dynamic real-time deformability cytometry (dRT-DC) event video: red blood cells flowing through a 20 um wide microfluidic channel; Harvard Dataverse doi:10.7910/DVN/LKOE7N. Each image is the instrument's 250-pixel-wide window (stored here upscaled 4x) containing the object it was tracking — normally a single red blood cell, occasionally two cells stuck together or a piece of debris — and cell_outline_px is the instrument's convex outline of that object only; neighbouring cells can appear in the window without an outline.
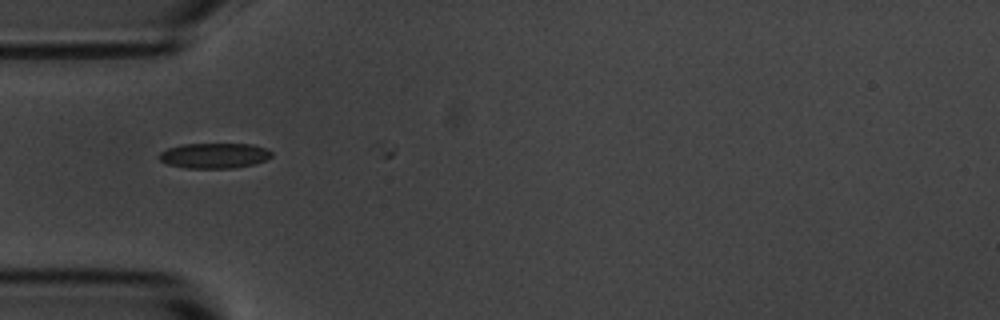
{"species": "common noctule bat (a hibernating species)", "species_latin": "Nyctalus noctula", "temperature_condition": "room temperature", "stored_images_in_passage": 3, "camera_frame_rate_fps": 3000, "um_per_image_px": 0.085, "animal": {"sex": "male", "body_mass_g": 20.1, "forearm_length_mm": 53.5}, "frame": {"image": 1, "passage_image": 2, "time_ms": 0.333, "image_size_px": [1000, 320], "cell_outline_px": [[272, 156], [264, 160], [252, 164], [232, 168], [188, 168], [168, 164], [160, 160], [156, 156], [160, 152], [168, 148], [184, 144], [252, 144], [264, 148], [272, 152]], "centroid_in_image_um": [18.18, 13.22], "position_along_channel_um": 66.8, "area_um2": 16.42}}